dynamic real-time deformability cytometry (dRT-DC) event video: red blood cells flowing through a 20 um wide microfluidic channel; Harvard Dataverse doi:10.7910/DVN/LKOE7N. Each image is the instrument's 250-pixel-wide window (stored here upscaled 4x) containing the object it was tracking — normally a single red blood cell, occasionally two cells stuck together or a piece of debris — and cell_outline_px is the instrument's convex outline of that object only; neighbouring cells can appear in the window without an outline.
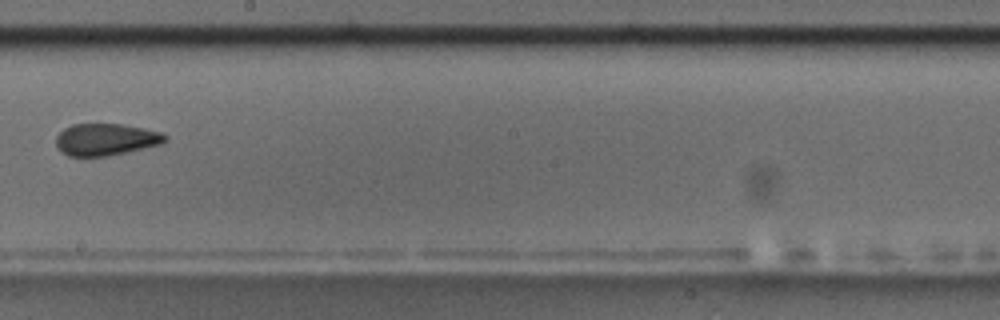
{"species": "common noctule bat (a hibernating species)", "species_latin": "Nyctalus noctula", "temperature_condition": "room temperature", "stored_images_in_passage": 12, "camera_frame_rate_fps": 3000, "um_per_image_px": 0.085, "animal": {"sex": "male", "body_mass_g": 17.5, "forearm_length_mm": 52.3}, "frame": {"image": 1, "passage_image": 6, "time_ms": 6.0, "image_size_px": [1000, 320], "cell_outline_px": [[168, 140], [160, 144], [108, 156], [68, 156], [60, 152], [56, 144], [56, 136], [64, 128], [72, 124], [124, 124], [144, 128], [160, 132], [168, 136]], "centroid_in_image_um": [8.98, 11.85], "position_along_channel_um": 239.2, "area_um2": 20.35}}
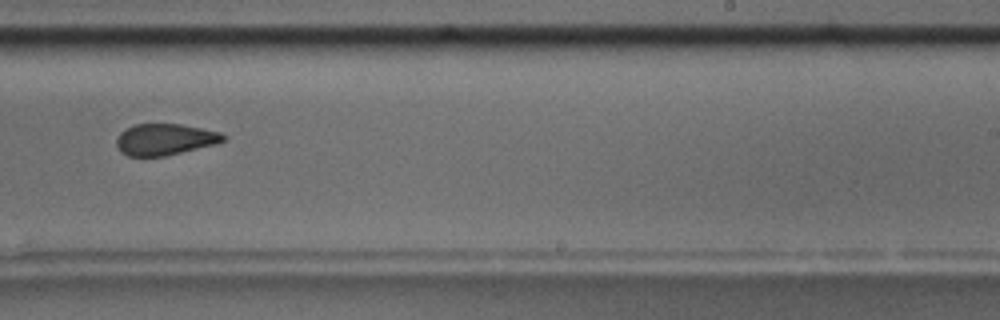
{"frame": {"image": 2, "passage_image": 7, "time_ms": 7.0, "image_size_px": [1000, 320], "cell_outline_px": [[224, 140], [216, 144], [164, 156], [128, 156], [120, 152], [116, 144], [116, 140], [120, 132], [136, 124], [180, 124], [220, 132], [224, 136]], "centroid_in_image_um": [13.98, 11.85], "position_along_channel_um": 275.0, "area_um2": 19.31}, "authors_computed_cell_mechanics": {"area_um2": 20.3745, "velocity_mm_per_s": 3.582, "shape_relaxation_time_tau1_ms": null, "shape_relaxation_time_tau2_ms": 1.7795, "deformation_change_tau1": null, "deformation_change_tau2": 0.0875}}